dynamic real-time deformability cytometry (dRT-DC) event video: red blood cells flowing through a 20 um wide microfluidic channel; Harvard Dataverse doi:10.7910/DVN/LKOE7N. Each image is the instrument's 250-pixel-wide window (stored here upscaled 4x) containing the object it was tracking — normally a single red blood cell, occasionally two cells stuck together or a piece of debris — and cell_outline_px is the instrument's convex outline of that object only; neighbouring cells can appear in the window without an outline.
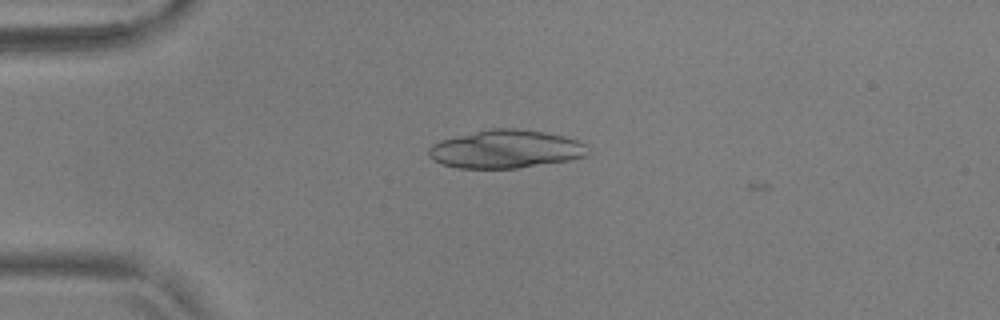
{"species": "common noctule bat (a hibernating species)", "species_latin": "Nyctalus noctula", "temperature_condition": "warm", "stored_images_in_passage": 4, "camera_frame_rate_fps": 3000, "um_per_image_px": 0.085, "animal": {"sex": "male", "body_mass_g": 17.9, "forearm_length_mm": 54.2}, "frame": {"image": 1, "passage_image": 3, "time_ms": 0.667, "image_size_px": [1000, 320], "cell_outline_px": [[588, 156], [568, 160], [516, 168], [460, 168], [440, 164], [432, 160], [428, 156], [428, 148], [432, 144], [440, 140], [492, 128], [516, 128], [544, 132], [564, 136], [588, 144]], "centroid_in_image_um": [42.98, 12.68], "position_along_channel_um": 42.0, "area_um2": 35.43}}